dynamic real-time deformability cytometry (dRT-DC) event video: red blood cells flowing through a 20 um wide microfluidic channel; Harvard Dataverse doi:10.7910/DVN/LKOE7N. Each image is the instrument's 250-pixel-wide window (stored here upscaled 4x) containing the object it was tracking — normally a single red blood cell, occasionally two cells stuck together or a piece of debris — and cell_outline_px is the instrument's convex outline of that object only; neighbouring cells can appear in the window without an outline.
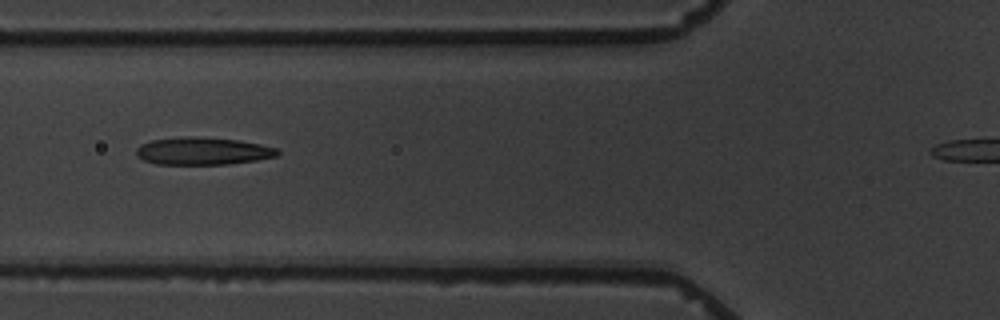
{"species": "common noctule bat (a hibernating species)", "species_latin": "Nyctalus noctula", "temperature_condition": "warm", "stored_images_in_passage": 11, "camera_frame_rate_fps": 3000, "um_per_image_px": 0.085, "animal": {"sex": "male", "body_mass_g": 19.5, "forearm_length_mm": 54.6}, "frame": {"image": 1, "passage_image": 3, "time_ms": 2.333, "image_size_px": [1000, 320], "cell_outline_px": [[280, 156], [256, 160], [228, 164], [156, 164], [144, 160], [136, 156], [136, 148], [140, 144], [152, 140], [184, 136], [196, 136], [240, 140], [260, 144], [276, 148], [280, 152]], "centroid_in_image_um": [17.24, 12.83], "position_along_channel_um": 108.6, "area_um2": 22.83}}
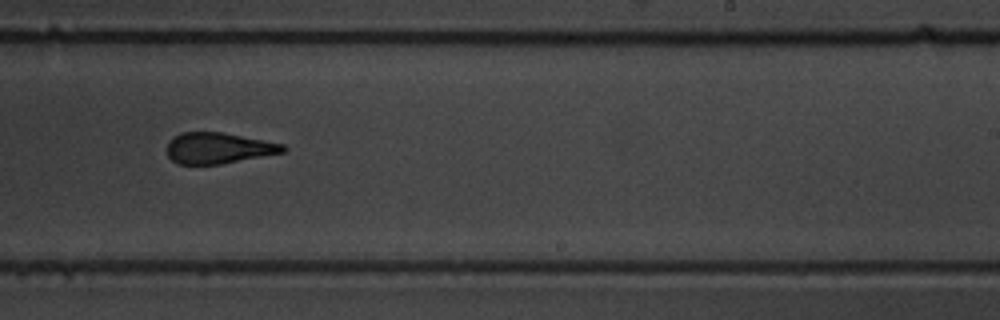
{"frame": {"image": 2, "passage_image": 7, "time_ms": 7.0, "image_size_px": [1000, 320], "cell_outline_px": [[288, 148], [284, 152], [220, 164], [176, 164], [168, 156], [168, 140], [172, 136], [180, 132], [220, 132], [264, 140], [284, 144]], "centroid_in_image_um": [18.53, 12.58], "position_along_channel_um": 270.5, "area_um2": 20.92}}
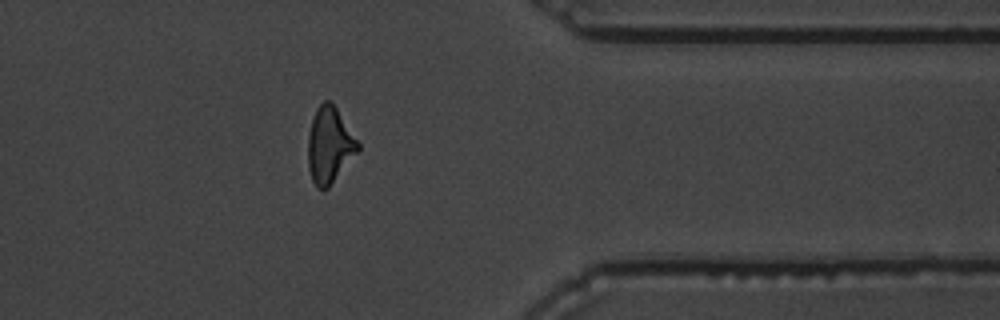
{"frame": {"image": 3, "passage_image": 10, "time_ms": 10.667, "image_size_px": [1000, 320], "cell_outline_px": [[360, 148], [328, 188], [324, 192], [316, 188], [312, 180], [308, 168], [308, 136], [312, 120], [316, 108], [324, 100], [332, 100], [360, 144]], "centroid_in_image_um": [27.99, 12.34], "position_along_channel_um": 383.4, "area_um2": 22.2}, "authors_computed_cell_mechanics": {"area_um2": 22.0796, "velocity_mm_per_s": 3.4796, "shape_relaxation_time_tau1_ms": 6.4135, "shape_relaxation_time_tau2_ms": 2.4536, "deformation_change_tau1": 0.2302, "deformation_change_tau2": 0.1349}}